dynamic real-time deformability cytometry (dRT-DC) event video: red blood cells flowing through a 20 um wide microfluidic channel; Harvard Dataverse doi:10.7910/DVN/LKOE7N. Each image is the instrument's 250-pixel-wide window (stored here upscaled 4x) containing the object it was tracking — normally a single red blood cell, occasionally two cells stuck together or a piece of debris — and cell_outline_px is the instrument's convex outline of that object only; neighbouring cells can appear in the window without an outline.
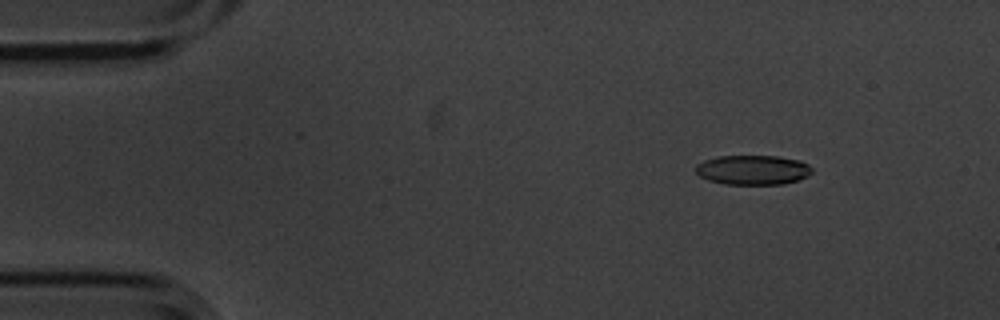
{"species": "common noctule bat (a hibernating species)", "species_latin": "Nyctalus noctula", "temperature_condition": "cold", "stored_images_in_passage": 6, "camera_frame_rate_fps": 3000, "um_per_image_px": 0.085, "animal": {"sex": "male", "body_mass_g": 20.1, "forearm_length_mm": 53.5}, "frame": {"image": 1, "passage_image": 2, "time_ms": 0.333, "image_size_px": [1000, 320], "cell_outline_px": [[812, 172], [808, 176], [800, 180], [784, 184], [724, 184], [708, 180], [700, 176], [696, 172], [696, 164], [704, 160], [720, 156], [780, 156], [800, 160], [808, 164], [812, 168]], "centroid_in_image_um": [64.02, 14.44], "position_along_channel_um": 21.0, "area_um2": 20.23}}
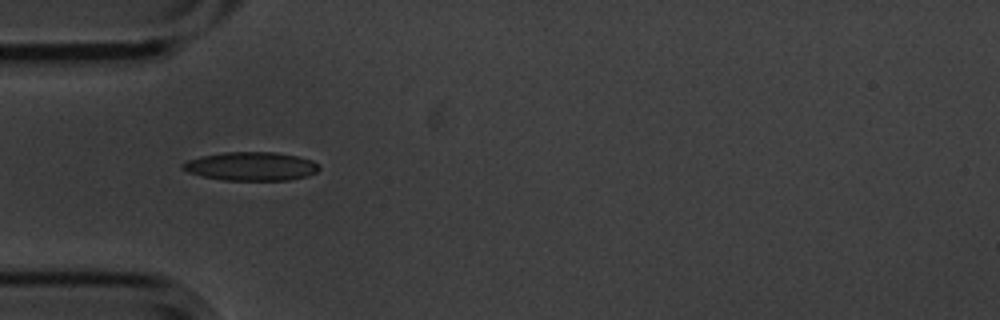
{"frame": {"image": 2, "passage_image": 5, "time_ms": 1.333, "image_size_px": [1000, 320], "cell_outline_px": [[320, 168], [316, 172], [308, 176], [288, 180], [224, 180], [204, 176], [188, 172], [180, 168], [180, 164], [188, 160], [200, 156], [224, 152], [276, 152], [296, 156], [312, 160], [320, 164]], "centroid_in_image_um": [21.35, 14.13], "position_along_channel_um": 63.7, "area_um2": 22.83}}
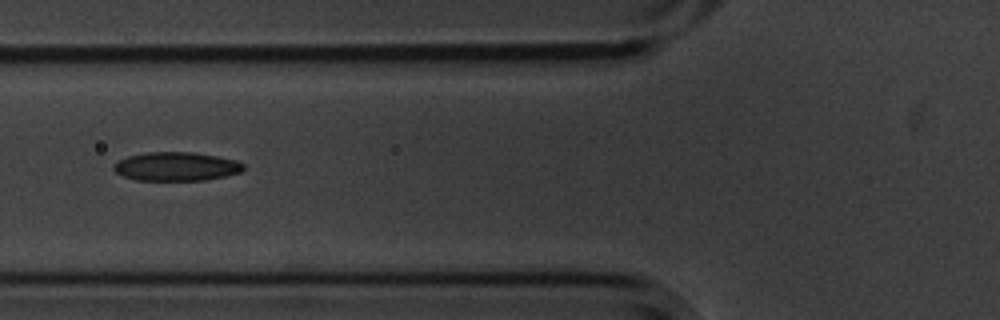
{"frame": {"image": 3, "passage_image": 6, "time_ms": 1.667, "image_size_px": [1000, 320], "cell_outline_px": [[244, 168], [240, 172], [224, 176], [204, 180], [136, 180], [124, 176], [116, 172], [112, 168], [112, 164], [128, 156], [144, 152], [192, 152], [216, 156], [236, 160], [244, 164]], "centroid_in_image_um": [14.96, 14.14], "position_along_channel_um": 110.8, "area_um2": 21.68}}